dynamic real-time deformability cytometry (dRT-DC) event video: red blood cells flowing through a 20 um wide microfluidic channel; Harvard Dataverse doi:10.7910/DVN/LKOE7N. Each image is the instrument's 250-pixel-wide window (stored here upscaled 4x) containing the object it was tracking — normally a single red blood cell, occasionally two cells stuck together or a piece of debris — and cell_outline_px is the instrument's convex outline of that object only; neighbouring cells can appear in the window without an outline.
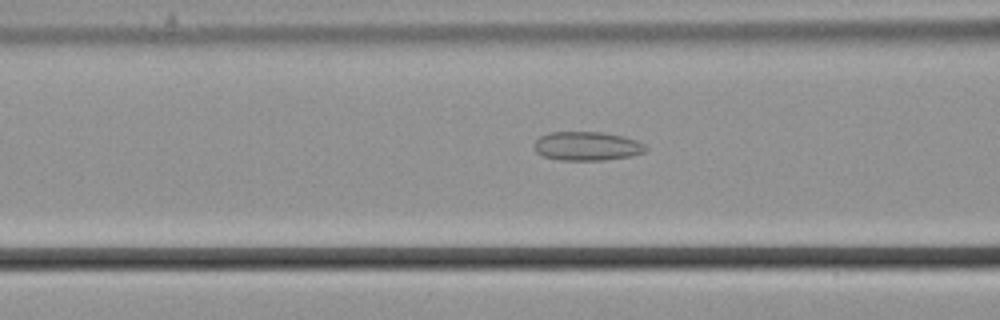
{"species": "common noctule bat (a hibernating species)", "species_latin": "Nyctalus noctula", "temperature_condition": "cold", "stored_images_in_passage": 29, "camera_frame_rate_fps": 3000, "um_per_image_px": 0.085, "animal": {"sex": "male", "body_mass_g": 21.5, "forearm_length_mm": 52.0}, "frame": {"image": 1, "passage_image": 6, "time_ms": 1.667, "image_size_px": [1000, 320], "cell_outline_px": [[648, 148], [644, 152], [632, 156], [604, 160], [560, 160], [544, 156], [536, 152], [536, 140], [540, 136], [548, 132], [600, 132], [620, 136], [636, 140], [644, 144]], "centroid_in_image_um": [49.91, 12.42], "position_along_channel_um": 116.7, "area_um2": 18.61}}
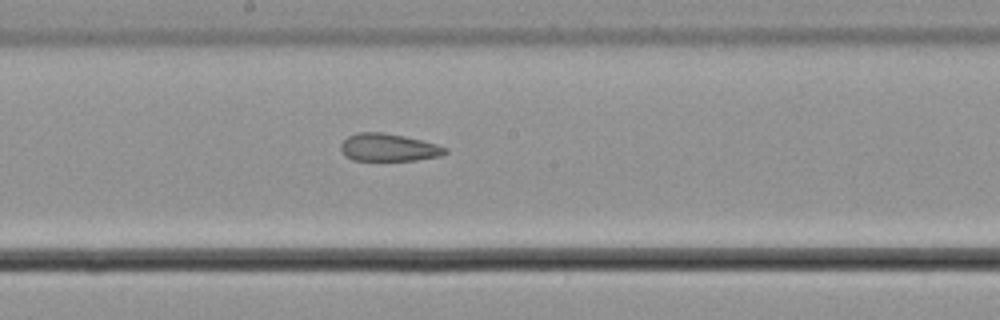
{"frame": {"image": 2, "passage_image": 14, "time_ms": 4.333, "image_size_px": [1000, 320], "cell_outline_px": [[448, 152], [440, 156], [416, 160], [352, 160], [344, 156], [340, 148], [340, 144], [348, 136], [356, 132], [384, 132], [404, 136], [436, 144], [448, 148]], "centroid_in_image_um": [33.0, 12.53], "position_along_channel_um": 215.2, "area_um2": 16.88}}
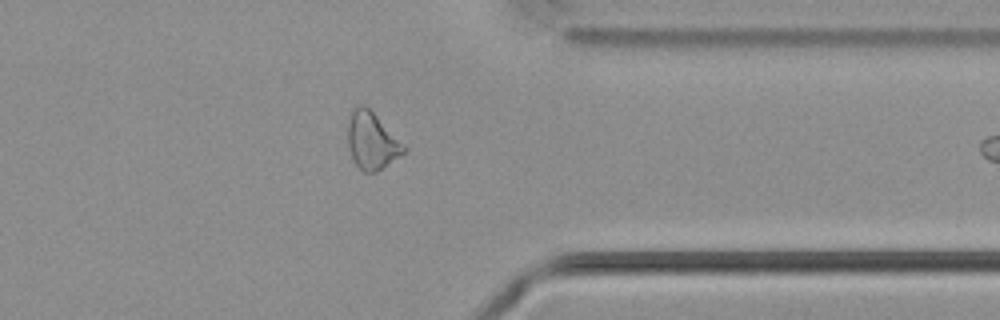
{"frame": {"image": 3, "passage_image": 28, "time_ms": 9.0, "image_size_px": [1000, 320], "cell_outline_px": [[408, 148], [400, 156], [376, 172], [364, 172], [352, 160], [348, 148], [348, 120], [352, 108], [356, 104], [364, 104]], "centroid_in_image_um": [31.57, 11.96], "position_along_channel_um": 379.8, "area_um2": 18.55}}